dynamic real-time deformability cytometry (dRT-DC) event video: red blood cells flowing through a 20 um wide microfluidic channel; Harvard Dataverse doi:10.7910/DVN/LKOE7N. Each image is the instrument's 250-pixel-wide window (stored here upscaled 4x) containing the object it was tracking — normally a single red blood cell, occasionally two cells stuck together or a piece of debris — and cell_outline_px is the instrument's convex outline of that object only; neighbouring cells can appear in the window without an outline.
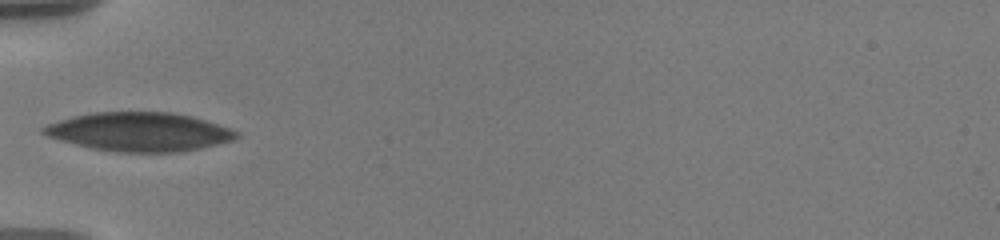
{"species": "human", "species_latin": "Homo sapiens", "temperature_condition": "warm", "stored_images_in_passage": 12, "camera_frame_rate_fps": 3000, "um_per_image_px": 0.085, "donor": {"sex": "male"}, "frame": {"image": 1, "passage_image": 1, "time_ms": 0.0, "image_size_px": [1000, 240], "cell_outline_px": [[240, 136], [232, 140], [200, 148], [180, 152], [120, 152], [92, 148], [76, 144], [48, 136], [40, 132], [40, 128], [48, 124], [60, 120], [92, 112], [172, 112], [192, 116], [240, 132]], "centroid_in_image_um": [11.85, 11.2], "position_along_channel_um": 73.1, "area_um2": 43.23}}